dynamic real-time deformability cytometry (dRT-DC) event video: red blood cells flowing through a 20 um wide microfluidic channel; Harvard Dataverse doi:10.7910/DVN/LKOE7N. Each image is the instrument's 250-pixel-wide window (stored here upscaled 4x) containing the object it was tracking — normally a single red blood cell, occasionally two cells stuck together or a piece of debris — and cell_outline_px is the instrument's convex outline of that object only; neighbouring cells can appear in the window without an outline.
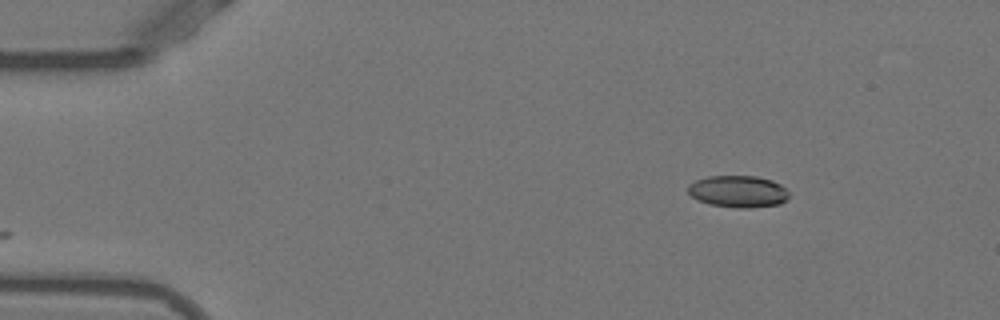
{"species": "Egyptian fruit bat (a non-hibernating species)", "species_latin": "Rousettus aegyptiacus", "temperature_condition": "warm", "stored_images_in_passage": 9, "camera_frame_rate_fps": 3000, "um_per_image_px": 0.085, "animal": {"sex": "female"}, "frame": {"image": 1, "passage_image": 1, "time_ms": 0.0, "image_size_px": [1000, 320], "cell_outline_px": [[788, 200], [780, 204], [748, 208], [740, 208], [708, 204], [692, 196], [688, 192], [688, 184], [696, 180], [708, 176], [756, 176], [772, 180], [780, 184], [788, 192]], "centroid_in_image_um": [62.75, 16.27], "position_along_channel_um": 22.2, "area_um2": 18.73}}